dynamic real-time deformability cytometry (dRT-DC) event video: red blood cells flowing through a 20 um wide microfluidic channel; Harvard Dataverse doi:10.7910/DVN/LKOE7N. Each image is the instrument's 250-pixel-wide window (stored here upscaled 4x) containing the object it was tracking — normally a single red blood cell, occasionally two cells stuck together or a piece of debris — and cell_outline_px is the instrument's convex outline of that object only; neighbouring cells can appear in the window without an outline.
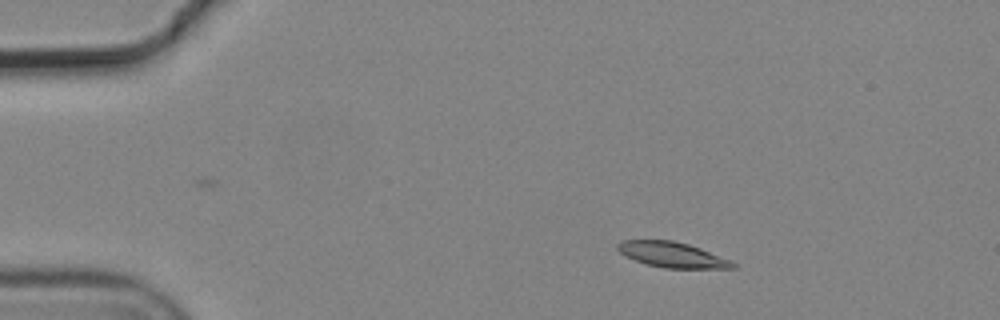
{"species": "common noctule bat (a hibernating species)", "species_latin": "Nyctalus noctula", "temperature_condition": "cold", "stored_images_in_passage": 5, "camera_frame_rate_fps": 3000, "um_per_image_px": 0.085, "animal": {"sex": "male", "body_mass_g": 19.2, "forearm_length_mm": 51.8}, "frame": {"image": 1, "passage_image": 3, "time_ms": 0.667, "image_size_px": [1000, 320], "cell_outline_px": [[736, 268], [664, 268], [648, 264], [636, 260], [620, 252], [616, 248], [616, 244], [620, 240], [672, 240], [688, 244], [700, 248], [732, 260], [736, 264]], "centroid_in_image_um": [57.16, 21.64], "position_along_channel_um": 27.8, "area_um2": 16.94}}